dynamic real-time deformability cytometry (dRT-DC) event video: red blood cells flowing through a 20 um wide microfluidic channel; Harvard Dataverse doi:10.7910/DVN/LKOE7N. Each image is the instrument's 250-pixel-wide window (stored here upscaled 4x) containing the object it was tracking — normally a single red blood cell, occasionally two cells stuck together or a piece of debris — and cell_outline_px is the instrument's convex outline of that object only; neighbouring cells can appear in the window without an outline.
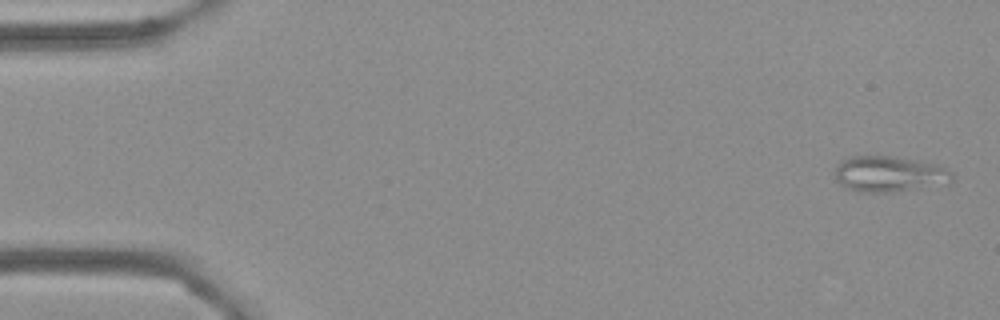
{"species": "Egyptian fruit bat (a non-hibernating species)", "species_latin": "Rousettus aegyptiacus", "temperature_condition": "cold", "stored_images_in_passage": 5, "camera_frame_rate_fps": 3000, "um_per_image_px": 0.085, "frame": {"image": 1, "passage_image": 1, "time_ms": 0.0, "image_size_px": [1000, 320], "cell_outline_px": [[952, 184], [892, 192], [860, 192], [844, 188], [836, 180], [836, 168], [844, 160], [852, 156], [896, 156], [936, 164], [952, 172]], "centroid_in_image_um": [75.63, 14.81], "position_along_channel_um": 9.4, "area_um2": 24.62}}
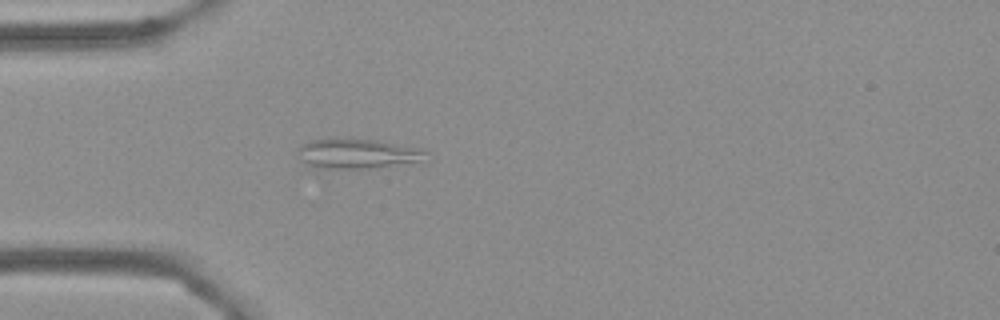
{"frame": {"image": 2, "passage_image": 5, "time_ms": 1.333, "image_size_px": [1000, 320], "cell_outline_px": [[432, 160], [428, 164], [372, 168], [328, 168], [308, 164], [300, 160], [300, 144], [312, 140], [376, 140], [424, 148], [428, 152]], "centroid_in_image_um": [30.72, 13.1], "position_along_channel_um": 54.3, "area_um2": 22.77}}